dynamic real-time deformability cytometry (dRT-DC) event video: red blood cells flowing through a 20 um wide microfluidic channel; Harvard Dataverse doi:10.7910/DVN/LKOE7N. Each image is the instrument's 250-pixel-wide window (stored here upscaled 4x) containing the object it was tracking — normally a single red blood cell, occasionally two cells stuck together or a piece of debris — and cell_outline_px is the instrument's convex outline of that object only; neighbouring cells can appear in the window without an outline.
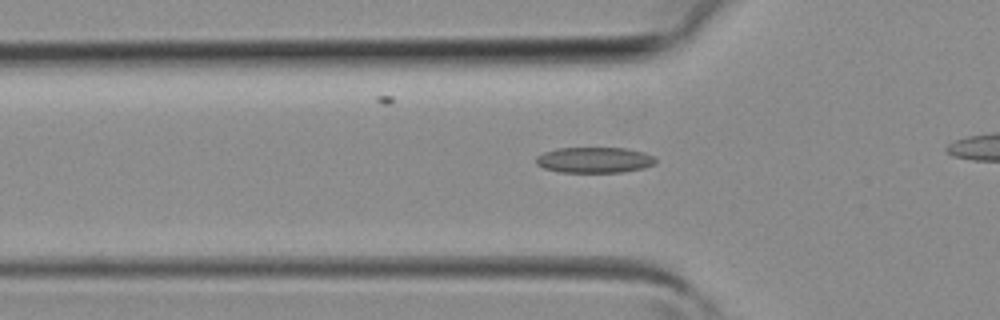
{"species": "common noctule bat (a hibernating species)", "species_latin": "Nyctalus noctula", "temperature_condition": "room temperature", "stored_images_in_passage": 26, "camera_frame_rate_fps": 3000, "um_per_image_px": 0.085, "animal": {"sex": "female", "body_mass_g": 19.3, "forearm_length_mm": 54.1}, "frame": {"image": 1, "passage_image": 7, "time_ms": 2.0, "image_size_px": [1000, 320], "cell_outline_px": [[656, 164], [644, 168], [620, 172], [560, 172], [544, 168], [536, 164], [536, 156], [544, 152], [556, 148], [624, 148], [644, 152], [652, 156], [656, 160]], "centroid_in_image_um": [50.51, 13.6], "position_along_channel_um": 75.3, "area_um2": 17.92}}
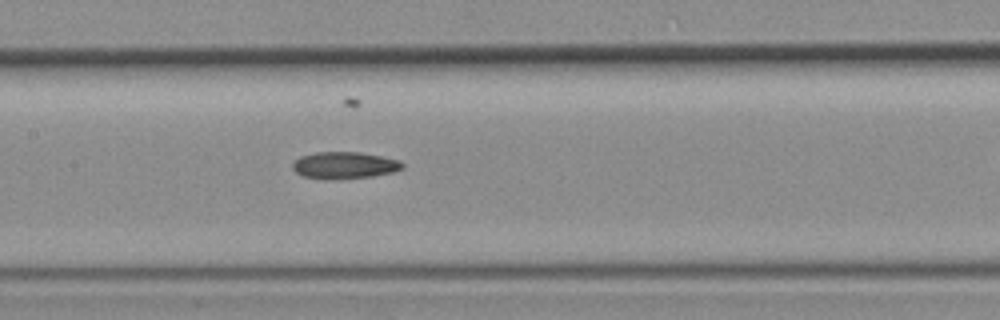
{"frame": {"image": 2, "passage_image": 13, "time_ms": 4.0, "image_size_px": [1000, 320], "cell_outline_px": [[404, 168], [392, 172], [372, 176], [324, 180], [304, 176], [296, 172], [292, 168], [292, 164], [300, 156], [316, 152], [360, 152], [400, 160], [404, 164]], "centroid_in_image_um": [29.27, 14.05], "position_along_channel_um": 178.1, "area_um2": 17.17}}
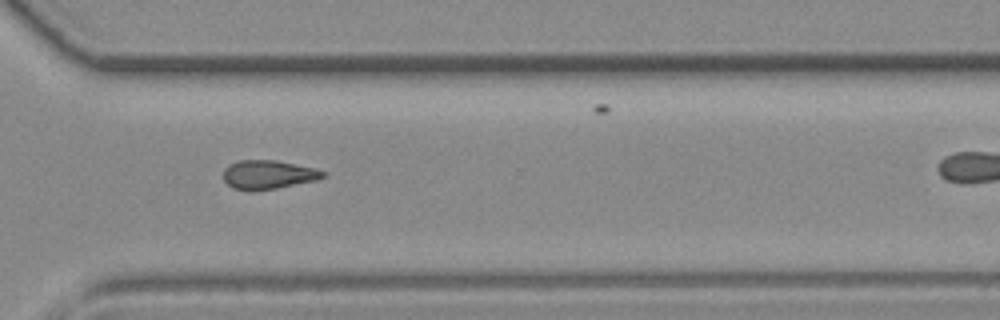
{"frame": {"image": 3, "passage_image": 23, "time_ms": 7.333, "image_size_px": [1000, 320], "cell_outline_px": [[324, 176], [316, 180], [276, 188], [252, 192], [248, 192], [232, 188], [224, 180], [224, 168], [228, 164], [240, 160], [276, 160], [316, 168], [324, 172]], "centroid_in_image_um": [22.75, 14.85], "position_along_channel_um": 347.9, "area_um2": 16.88}}